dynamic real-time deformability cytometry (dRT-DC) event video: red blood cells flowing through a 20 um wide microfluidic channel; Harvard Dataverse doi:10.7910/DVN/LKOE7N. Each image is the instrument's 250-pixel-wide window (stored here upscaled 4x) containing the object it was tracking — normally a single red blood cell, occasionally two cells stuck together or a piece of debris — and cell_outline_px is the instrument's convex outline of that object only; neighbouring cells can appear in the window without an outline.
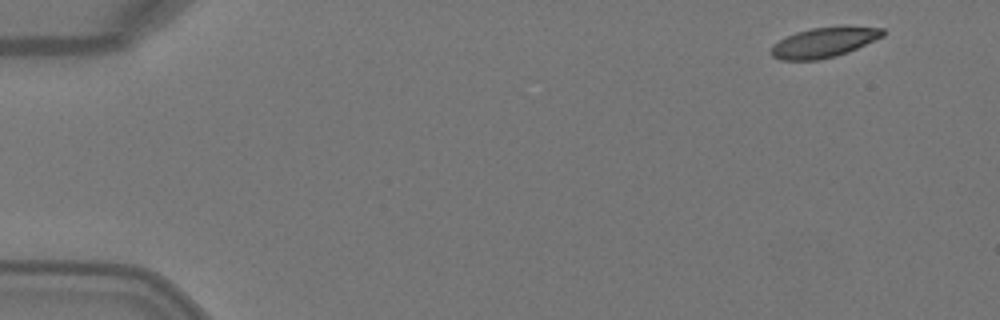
{"species": "Egyptian fruit bat (a non-hibernating species)", "species_latin": "Rousettus aegyptiacus", "temperature_condition": "warm", "stored_images_in_passage": 4, "camera_frame_rate_fps": 3000, "um_per_image_px": 0.085, "animal": {"sex": "female"}, "frame": {"image": 1, "passage_image": 1, "time_ms": 0.0, "image_size_px": [1000, 320], "cell_outline_px": [[884, 36], [848, 52], [836, 56], [816, 60], [780, 60], [772, 56], [772, 48], [780, 40], [796, 32], [812, 28], [884, 28]], "centroid_in_image_um": [70.02, 3.64], "position_along_channel_um": 15.0, "area_um2": 18.73}}
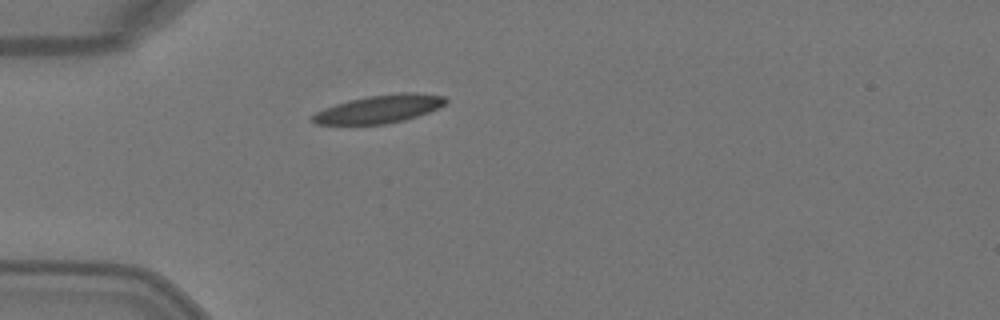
{"frame": {"image": 2, "passage_image": 4, "time_ms": 1.0, "image_size_px": [1000, 320], "cell_outline_px": [[448, 100], [444, 104], [428, 112], [404, 120], [384, 124], [316, 124], [308, 120], [316, 112], [324, 108], [348, 100], [368, 96], [400, 92], [416, 92], [444, 96]], "centroid_in_image_um": [32.21, 9.26], "position_along_channel_um": 52.8, "area_um2": 21.68}}